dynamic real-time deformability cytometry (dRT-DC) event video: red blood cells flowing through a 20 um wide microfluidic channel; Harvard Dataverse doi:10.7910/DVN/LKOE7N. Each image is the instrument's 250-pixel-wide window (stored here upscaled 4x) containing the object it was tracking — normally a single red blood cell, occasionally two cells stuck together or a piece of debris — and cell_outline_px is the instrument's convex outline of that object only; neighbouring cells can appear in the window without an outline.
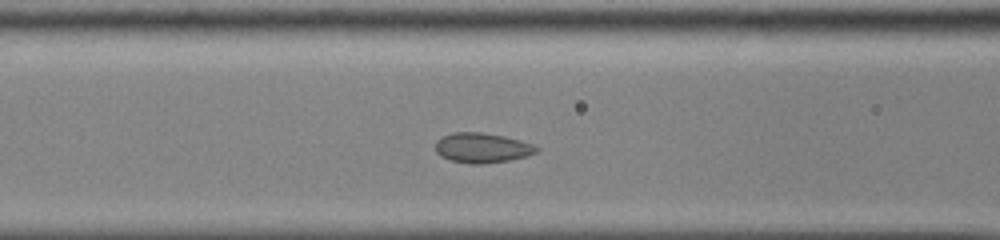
{"species": "common noctule bat (a hibernating species)", "species_latin": "Nyctalus noctula", "temperature_condition": "cold", "stored_images_in_passage": 41, "camera_frame_rate_fps": 3000, "um_per_image_px": 0.085, "animal": {"sex": "male", "body_mass_g": 13.0, "forearm_length_mm": 53.1}, "frame": {"image": 1, "passage_image": 11, "time_ms": 3.333, "image_size_px": [1000, 240], "cell_outline_px": [[540, 148], [536, 152], [524, 156], [508, 160], [484, 164], [468, 164], [452, 160], [440, 156], [436, 152], [436, 140], [440, 136], [452, 132], [480, 132], [504, 136], [520, 140], [532, 144]], "centroid_in_image_um": [40.93, 12.56], "position_along_channel_um": 125.7, "area_um2": 17.63}}
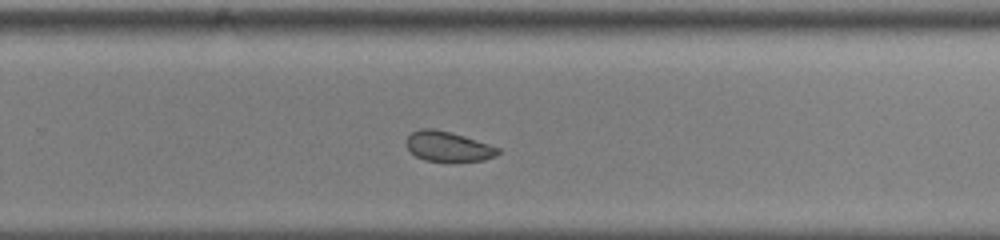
{"frame": {"image": 2, "passage_image": 24, "time_ms": 7.667, "image_size_px": [1000, 240], "cell_outline_px": [[500, 152], [484, 160], [452, 164], [424, 160], [416, 156], [408, 148], [404, 140], [412, 132], [420, 128], [432, 128], [452, 132], [500, 148]], "centroid_in_image_um": [38.06, 12.48], "position_along_channel_um": 291.7, "area_um2": 16.53}}
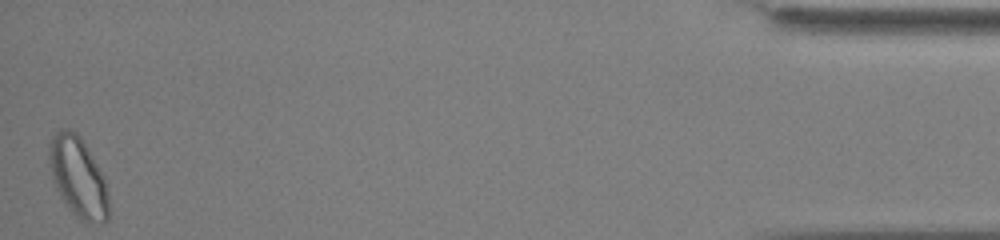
{"frame": {"image": 3, "passage_image": 41, "time_ms": 13.333, "image_size_px": [1000, 240], "cell_outline_px": [[108, 220], [104, 224], [88, 224], [80, 220], [64, 204], [52, 180], [48, 160], [48, 144], [52, 136], [60, 128], [68, 128], [76, 132], [80, 136], [104, 176], [108, 192]], "centroid_in_image_um": [6.63, 15.08], "position_along_channel_um": 428.6, "area_um2": 28.38}}